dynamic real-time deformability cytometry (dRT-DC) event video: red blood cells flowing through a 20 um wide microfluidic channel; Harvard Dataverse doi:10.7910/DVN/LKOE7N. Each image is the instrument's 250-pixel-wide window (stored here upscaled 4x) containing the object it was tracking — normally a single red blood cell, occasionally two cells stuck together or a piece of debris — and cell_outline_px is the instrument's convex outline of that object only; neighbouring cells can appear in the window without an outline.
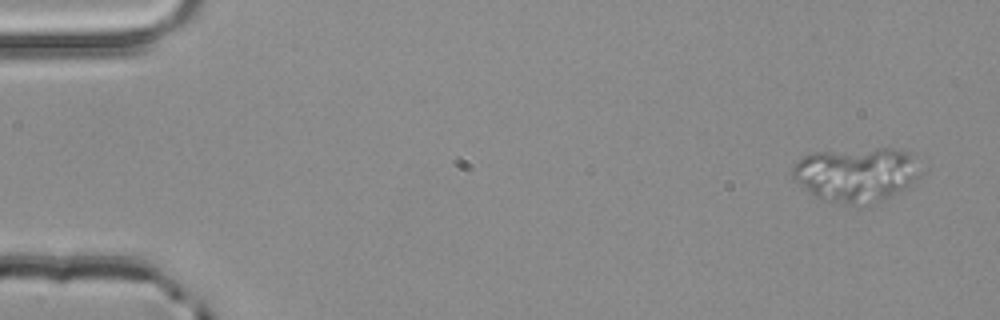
{"species": "common noctule bat (a hibernating species)", "species_latin": "Nyctalus noctula", "temperature_condition": "room temperature", "stored_images_in_passage": 3, "segment_of_instrument_passage": [1, 2], "camera_frame_rate_fps": 3000, "um_per_image_px": 0.085, "animal": {"sex": "male", "body_mass_g": 20.4}, "frame": {"image": 1, "passage_image": 1, "time_ms": 0.0, "image_size_px": [1000, 320], "cell_outline_px": [[924, 172], [920, 176], [904, 188], [876, 204], [860, 208], [844, 204], [816, 196], [796, 180], [792, 176], [792, 168], [804, 156], [812, 152], [876, 148], [900, 148], [916, 156]], "centroid_in_image_um": [72.88, 14.82], "position_along_channel_um": 12.1, "area_um2": 41.1}}